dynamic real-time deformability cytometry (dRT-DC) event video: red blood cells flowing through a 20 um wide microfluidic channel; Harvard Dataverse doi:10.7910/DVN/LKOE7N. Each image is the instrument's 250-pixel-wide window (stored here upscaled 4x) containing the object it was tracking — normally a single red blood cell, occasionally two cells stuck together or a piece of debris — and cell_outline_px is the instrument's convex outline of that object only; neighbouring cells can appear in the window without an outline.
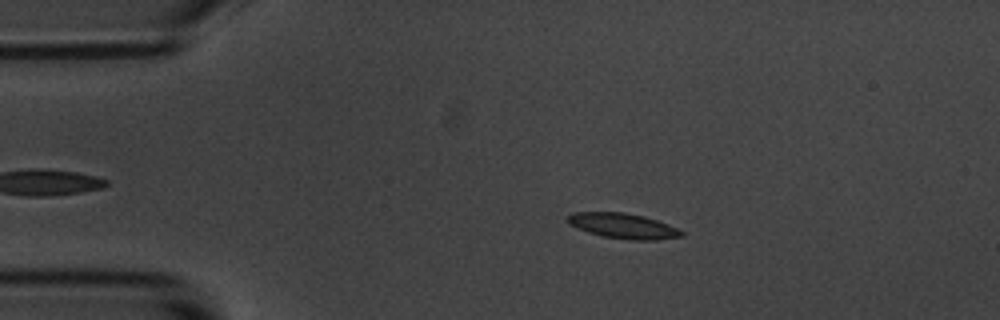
{"species": "common noctule bat (a hibernating species)", "species_latin": "Nyctalus noctula", "temperature_condition": "room temperature", "stored_images_in_passage": 56, "camera_frame_rate_fps": 3000, "um_per_image_px": 0.085, "animal": {"sex": "male", "body_mass_g": 20.1, "forearm_length_mm": 53.5}, "frame": {"image": 1, "passage_image": 10, "time_ms": 3.0, "image_size_px": [1000, 320], "cell_outline_px": [[684, 236], [656, 240], [632, 240], [604, 236], [588, 232], [568, 224], [564, 220], [564, 216], [572, 212], [624, 212], [644, 216], [668, 224], [684, 232]], "centroid_in_image_um": [52.91, 19.19], "position_along_channel_um": 32.1, "area_um2": 16.88}}
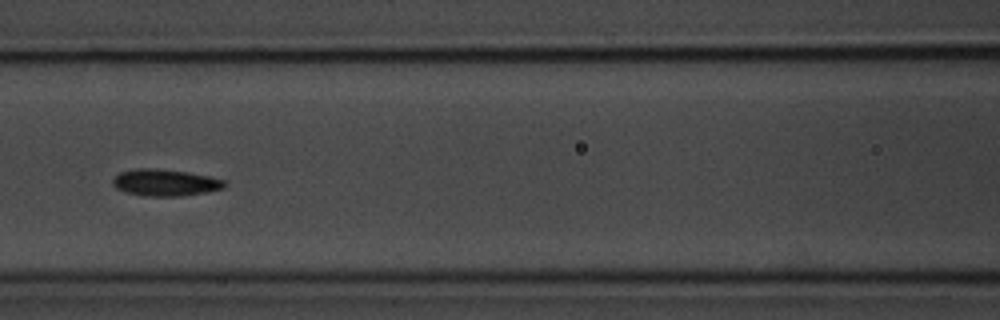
{"frame": {"image": 2, "passage_image": 24, "time_ms": 7.667, "image_size_px": [1000, 320], "cell_outline_px": [[224, 188], [204, 192], [180, 196], [144, 196], [128, 192], [116, 188], [112, 184], [112, 180], [120, 172], [136, 168], [152, 168], [188, 172], [208, 176], [224, 180]], "centroid_in_image_um": [14.0, 15.51], "position_along_channel_um": 152.6, "area_um2": 17.17}}
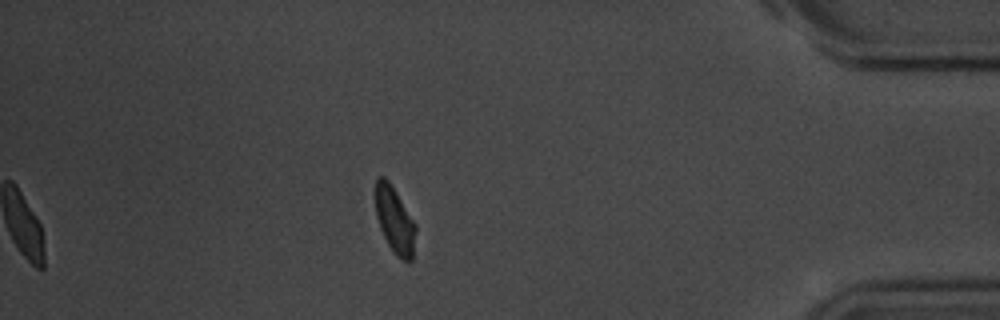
{"frame": {"image": 3, "passage_image": 49, "time_ms": 16.0, "image_size_px": [1000, 320], "cell_outline_px": [[416, 232], [412, 260], [404, 260], [396, 256], [388, 244], [380, 228], [376, 216], [372, 192], [376, 180], [380, 176], [384, 176], [388, 180], [416, 224]], "centroid_in_image_um": [33.5, 18.66], "position_along_channel_um": 401.7, "area_um2": 15.84}, "authors_computed_cell_mechanics": {"area_um2": 16.3863, "velocity_mm_per_s": 3.5002, "shape_relaxation_time_tau1_ms": 2.542, "shape_relaxation_time_tau2_ms": 3.7804, "deformation_change_tau1": 0.0901, "deformation_change_tau2": 0.0792}}